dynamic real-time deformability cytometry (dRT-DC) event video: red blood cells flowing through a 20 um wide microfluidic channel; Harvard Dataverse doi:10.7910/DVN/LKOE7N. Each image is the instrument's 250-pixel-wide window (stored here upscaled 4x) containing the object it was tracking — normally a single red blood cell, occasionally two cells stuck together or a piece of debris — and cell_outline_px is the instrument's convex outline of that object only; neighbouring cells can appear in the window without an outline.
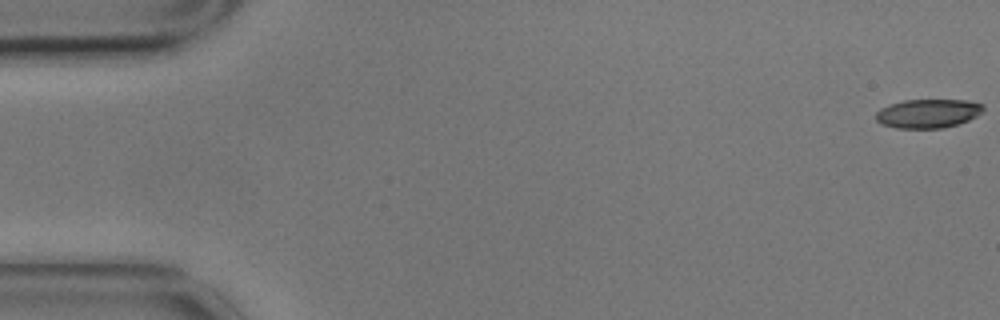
{"species": "common noctule bat (a hibernating species)", "species_latin": "Nyctalus noctula", "temperature_condition": "cold", "stored_images_in_passage": 58, "camera_frame_rate_fps": 3000, "um_per_image_px": 0.085, "animal": {"sex": "male", "body_mass_g": 17.9}, "frame": {"image": 1, "passage_image": 1, "time_ms": 0.0, "image_size_px": [1000, 320], "cell_outline_px": [[984, 108], [976, 116], [968, 120], [944, 128], [896, 128], [880, 124], [876, 120], [876, 112], [880, 108], [904, 100], [968, 100], [984, 104]], "centroid_in_image_um": [78.86, 9.64], "position_along_channel_um": 6.1, "area_um2": 18.03}}
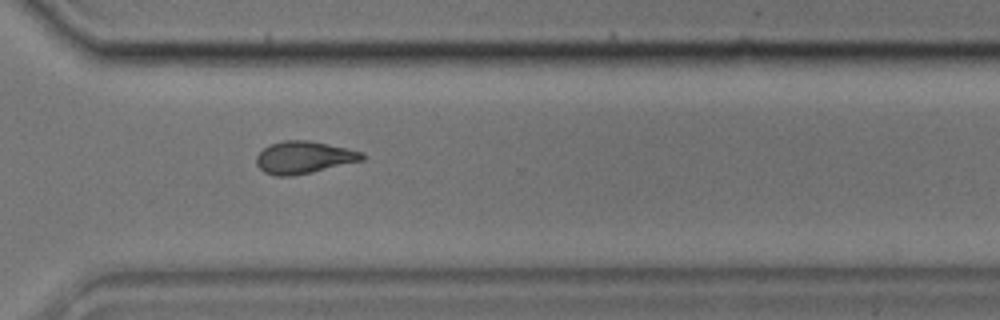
{"frame": {"image": 2, "passage_image": 42, "time_ms": 13.667, "image_size_px": [1000, 320], "cell_outline_px": [[364, 160], [312, 172], [292, 176], [276, 176], [264, 172], [256, 164], [256, 156], [264, 148], [272, 144], [284, 140], [308, 140], [364, 152]], "centroid_in_image_um": [25.82, 13.39], "position_along_channel_um": 344.8, "area_um2": 19.77}}
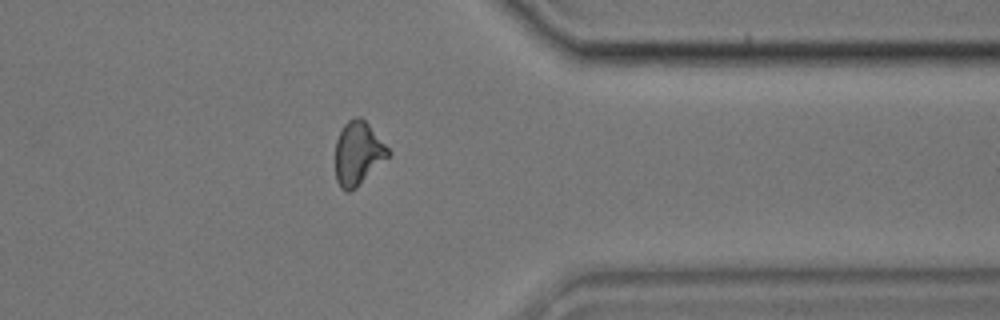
{"frame": {"image": 3, "passage_image": 46, "time_ms": 15.0, "image_size_px": [1000, 320], "cell_outline_px": [[392, 152], [356, 188], [348, 192], [344, 192], [340, 188], [336, 180], [336, 140], [344, 124], [348, 120], [356, 116], [360, 116], [368, 124]], "centroid_in_image_um": [30.41, 13.04], "position_along_channel_um": 381.0, "area_um2": 19.36}, "authors_computed_cell_mechanics": {"area_um2": 19.6809, "velocity_mm_per_s": 3.4931, "shape_relaxation_time_tau1_ms": 8.4442, "shape_relaxation_time_tau2_ms": 5.2226, "deformation_change_tau1": 0.1924, "deformation_change_tau2": 0.1272}}